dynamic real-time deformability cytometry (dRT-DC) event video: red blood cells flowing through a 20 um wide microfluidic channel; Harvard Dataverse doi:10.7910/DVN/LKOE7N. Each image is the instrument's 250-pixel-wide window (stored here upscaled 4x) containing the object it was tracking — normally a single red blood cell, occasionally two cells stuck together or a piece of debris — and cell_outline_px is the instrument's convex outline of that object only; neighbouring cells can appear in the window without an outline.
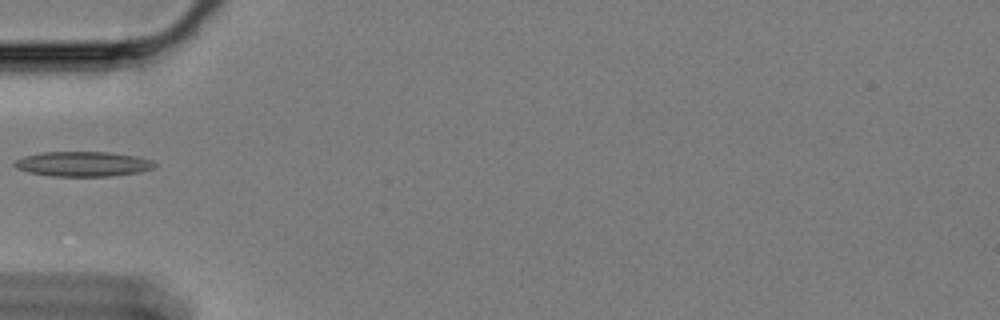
{"species": "Egyptian fruit bat (a non-hibernating species)", "species_latin": "Rousettus aegyptiacus", "temperature_condition": "cold", "stored_images_in_passage": 40, "camera_frame_rate_fps": 3000, "um_per_image_px": 0.085, "animal": {"sex": "female"}, "frame": {"image": 1, "passage_image": 1, "time_ms": 0.0, "image_size_px": [1000, 320], "cell_outline_px": [[156, 164], [152, 168], [140, 172], [112, 176], [52, 176], [28, 172], [16, 168], [12, 164], [16, 160], [24, 156], [44, 152], [108, 152], [136, 156], [152, 160]], "centroid_in_image_um": [7.04, 13.94], "position_along_channel_um": 78.0, "area_um2": 20.29}}
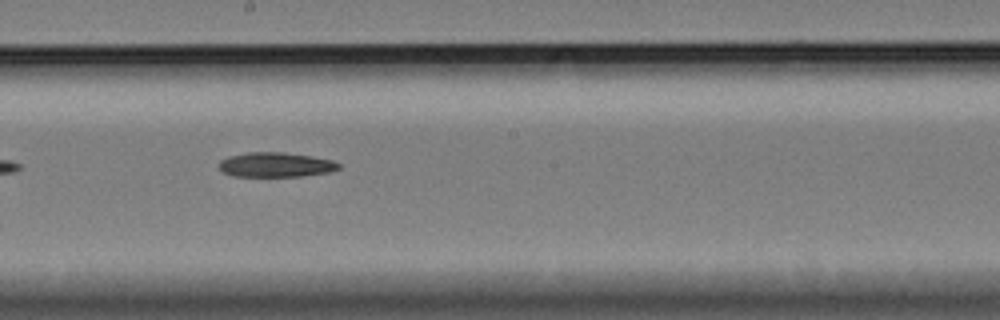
{"frame": {"image": 2, "passage_image": 14, "time_ms": 4.333, "image_size_px": [1000, 320], "cell_outline_px": [[340, 168], [328, 172], [304, 176], [232, 176], [224, 172], [220, 168], [220, 160], [228, 156], [248, 152], [284, 152], [312, 156], [332, 160], [340, 164]], "centroid_in_image_um": [23.44, 13.99], "position_along_channel_um": 224.8, "area_um2": 17.17}}
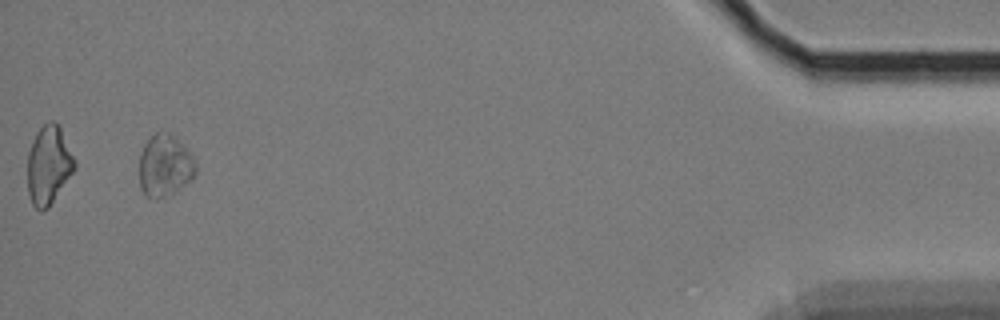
{"frame": {"image": 3, "passage_image": 38, "time_ms": 12.333, "image_size_px": [1000, 320], "cell_outline_px": [[196, 176], [192, 180], [176, 192], [164, 196], [148, 196], [140, 188], [140, 152], [144, 144], [156, 132], [168, 132], [188, 148], [196, 160]], "centroid_in_image_um": [14.06, 14.06], "position_along_channel_um": 421.1, "area_um2": 20.4}}